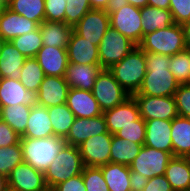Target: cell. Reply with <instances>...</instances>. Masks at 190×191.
Segmentation results:
<instances>
[{
    "mask_svg": "<svg viewBox=\"0 0 190 191\" xmlns=\"http://www.w3.org/2000/svg\"><path fill=\"white\" fill-rule=\"evenodd\" d=\"M170 59V56L146 53V75L133 95L174 96L179 84L169 70Z\"/></svg>",
    "mask_w": 190,
    "mask_h": 191,
    "instance_id": "cell-1",
    "label": "cell"
},
{
    "mask_svg": "<svg viewBox=\"0 0 190 191\" xmlns=\"http://www.w3.org/2000/svg\"><path fill=\"white\" fill-rule=\"evenodd\" d=\"M66 144L65 139L55 135L47 138L20 139L23 161L43 173Z\"/></svg>",
    "mask_w": 190,
    "mask_h": 191,
    "instance_id": "cell-2",
    "label": "cell"
},
{
    "mask_svg": "<svg viewBox=\"0 0 190 191\" xmlns=\"http://www.w3.org/2000/svg\"><path fill=\"white\" fill-rule=\"evenodd\" d=\"M146 53L136 46L123 60L108 70L115 80L132 96L137 93L146 75Z\"/></svg>",
    "mask_w": 190,
    "mask_h": 191,
    "instance_id": "cell-3",
    "label": "cell"
},
{
    "mask_svg": "<svg viewBox=\"0 0 190 191\" xmlns=\"http://www.w3.org/2000/svg\"><path fill=\"white\" fill-rule=\"evenodd\" d=\"M83 168L79 148L66 144L44 172L49 190L59 183L81 174Z\"/></svg>",
    "mask_w": 190,
    "mask_h": 191,
    "instance_id": "cell-4",
    "label": "cell"
},
{
    "mask_svg": "<svg viewBox=\"0 0 190 191\" xmlns=\"http://www.w3.org/2000/svg\"><path fill=\"white\" fill-rule=\"evenodd\" d=\"M145 53L172 56L186 49L181 24H172L143 36L138 45Z\"/></svg>",
    "mask_w": 190,
    "mask_h": 191,
    "instance_id": "cell-5",
    "label": "cell"
},
{
    "mask_svg": "<svg viewBox=\"0 0 190 191\" xmlns=\"http://www.w3.org/2000/svg\"><path fill=\"white\" fill-rule=\"evenodd\" d=\"M136 45L118 30L109 27L98 46L99 62L103 69H109L129 54Z\"/></svg>",
    "mask_w": 190,
    "mask_h": 191,
    "instance_id": "cell-6",
    "label": "cell"
},
{
    "mask_svg": "<svg viewBox=\"0 0 190 191\" xmlns=\"http://www.w3.org/2000/svg\"><path fill=\"white\" fill-rule=\"evenodd\" d=\"M91 92L102 112L118 106L130 97L108 69H103L98 75Z\"/></svg>",
    "mask_w": 190,
    "mask_h": 191,
    "instance_id": "cell-7",
    "label": "cell"
},
{
    "mask_svg": "<svg viewBox=\"0 0 190 191\" xmlns=\"http://www.w3.org/2000/svg\"><path fill=\"white\" fill-rule=\"evenodd\" d=\"M172 158L173 155L170 152L143 145L129 167L131 171L151 179L154 176L165 175L166 167Z\"/></svg>",
    "mask_w": 190,
    "mask_h": 191,
    "instance_id": "cell-8",
    "label": "cell"
},
{
    "mask_svg": "<svg viewBox=\"0 0 190 191\" xmlns=\"http://www.w3.org/2000/svg\"><path fill=\"white\" fill-rule=\"evenodd\" d=\"M139 7L130 4L109 14L110 27L138 46L142 40V18Z\"/></svg>",
    "mask_w": 190,
    "mask_h": 191,
    "instance_id": "cell-9",
    "label": "cell"
},
{
    "mask_svg": "<svg viewBox=\"0 0 190 191\" xmlns=\"http://www.w3.org/2000/svg\"><path fill=\"white\" fill-rule=\"evenodd\" d=\"M138 104L140 117L146 120H173L178 116L174 96L132 95Z\"/></svg>",
    "mask_w": 190,
    "mask_h": 191,
    "instance_id": "cell-10",
    "label": "cell"
},
{
    "mask_svg": "<svg viewBox=\"0 0 190 191\" xmlns=\"http://www.w3.org/2000/svg\"><path fill=\"white\" fill-rule=\"evenodd\" d=\"M112 134L110 132L95 135L86 139L78 146L82 162L87 167H100L110 162V147Z\"/></svg>",
    "mask_w": 190,
    "mask_h": 191,
    "instance_id": "cell-11",
    "label": "cell"
},
{
    "mask_svg": "<svg viewBox=\"0 0 190 191\" xmlns=\"http://www.w3.org/2000/svg\"><path fill=\"white\" fill-rule=\"evenodd\" d=\"M8 189L13 191H48L44 173L22 161L7 176Z\"/></svg>",
    "mask_w": 190,
    "mask_h": 191,
    "instance_id": "cell-12",
    "label": "cell"
},
{
    "mask_svg": "<svg viewBox=\"0 0 190 191\" xmlns=\"http://www.w3.org/2000/svg\"><path fill=\"white\" fill-rule=\"evenodd\" d=\"M109 27L110 19L106 11L91 9L73 27V30L93 45L99 46Z\"/></svg>",
    "mask_w": 190,
    "mask_h": 191,
    "instance_id": "cell-13",
    "label": "cell"
},
{
    "mask_svg": "<svg viewBox=\"0 0 190 191\" xmlns=\"http://www.w3.org/2000/svg\"><path fill=\"white\" fill-rule=\"evenodd\" d=\"M108 132L103 114L93 118L75 117L68 135L64 139L68 145L78 147L89 137Z\"/></svg>",
    "mask_w": 190,
    "mask_h": 191,
    "instance_id": "cell-14",
    "label": "cell"
},
{
    "mask_svg": "<svg viewBox=\"0 0 190 191\" xmlns=\"http://www.w3.org/2000/svg\"><path fill=\"white\" fill-rule=\"evenodd\" d=\"M68 91L65 77L45 76L37 92V104L46 108L65 104Z\"/></svg>",
    "mask_w": 190,
    "mask_h": 191,
    "instance_id": "cell-15",
    "label": "cell"
},
{
    "mask_svg": "<svg viewBox=\"0 0 190 191\" xmlns=\"http://www.w3.org/2000/svg\"><path fill=\"white\" fill-rule=\"evenodd\" d=\"M108 131L114 135L121 128L134 124V120L140 117L138 104L133 96L127 98L118 106L103 112Z\"/></svg>",
    "mask_w": 190,
    "mask_h": 191,
    "instance_id": "cell-16",
    "label": "cell"
},
{
    "mask_svg": "<svg viewBox=\"0 0 190 191\" xmlns=\"http://www.w3.org/2000/svg\"><path fill=\"white\" fill-rule=\"evenodd\" d=\"M14 104L32 107L37 104V93L28 91L19 80L0 78V109Z\"/></svg>",
    "mask_w": 190,
    "mask_h": 191,
    "instance_id": "cell-17",
    "label": "cell"
},
{
    "mask_svg": "<svg viewBox=\"0 0 190 191\" xmlns=\"http://www.w3.org/2000/svg\"><path fill=\"white\" fill-rule=\"evenodd\" d=\"M38 28L37 22L13 12L8 7L0 12V37L5 41H11Z\"/></svg>",
    "mask_w": 190,
    "mask_h": 191,
    "instance_id": "cell-18",
    "label": "cell"
},
{
    "mask_svg": "<svg viewBox=\"0 0 190 191\" xmlns=\"http://www.w3.org/2000/svg\"><path fill=\"white\" fill-rule=\"evenodd\" d=\"M35 59L45 76H65L69 64L67 48L42 46Z\"/></svg>",
    "mask_w": 190,
    "mask_h": 191,
    "instance_id": "cell-19",
    "label": "cell"
},
{
    "mask_svg": "<svg viewBox=\"0 0 190 191\" xmlns=\"http://www.w3.org/2000/svg\"><path fill=\"white\" fill-rule=\"evenodd\" d=\"M172 120L152 119L145 121V141L144 145L170 152L173 155V145L171 139Z\"/></svg>",
    "mask_w": 190,
    "mask_h": 191,
    "instance_id": "cell-20",
    "label": "cell"
},
{
    "mask_svg": "<svg viewBox=\"0 0 190 191\" xmlns=\"http://www.w3.org/2000/svg\"><path fill=\"white\" fill-rule=\"evenodd\" d=\"M66 104L75 117L93 118L103 114L91 91L69 88Z\"/></svg>",
    "mask_w": 190,
    "mask_h": 191,
    "instance_id": "cell-21",
    "label": "cell"
},
{
    "mask_svg": "<svg viewBox=\"0 0 190 191\" xmlns=\"http://www.w3.org/2000/svg\"><path fill=\"white\" fill-rule=\"evenodd\" d=\"M69 63L100 65L98 46L79 36L74 30L67 46Z\"/></svg>",
    "mask_w": 190,
    "mask_h": 191,
    "instance_id": "cell-22",
    "label": "cell"
},
{
    "mask_svg": "<svg viewBox=\"0 0 190 191\" xmlns=\"http://www.w3.org/2000/svg\"><path fill=\"white\" fill-rule=\"evenodd\" d=\"M102 70L100 65L69 63L64 77L69 88L92 91L95 80Z\"/></svg>",
    "mask_w": 190,
    "mask_h": 191,
    "instance_id": "cell-23",
    "label": "cell"
},
{
    "mask_svg": "<svg viewBox=\"0 0 190 191\" xmlns=\"http://www.w3.org/2000/svg\"><path fill=\"white\" fill-rule=\"evenodd\" d=\"M54 135L48 108L41 105L31 107L25 133L21 137L47 138Z\"/></svg>",
    "mask_w": 190,
    "mask_h": 191,
    "instance_id": "cell-24",
    "label": "cell"
},
{
    "mask_svg": "<svg viewBox=\"0 0 190 191\" xmlns=\"http://www.w3.org/2000/svg\"><path fill=\"white\" fill-rule=\"evenodd\" d=\"M43 46L67 48L73 26L65 22L45 21L39 25Z\"/></svg>",
    "mask_w": 190,
    "mask_h": 191,
    "instance_id": "cell-25",
    "label": "cell"
},
{
    "mask_svg": "<svg viewBox=\"0 0 190 191\" xmlns=\"http://www.w3.org/2000/svg\"><path fill=\"white\" fill-rule=\"evenodd\" d=\"M165 176L173 191L189 190L190 158L173 156L166 167Z\"/></svg>",
    "mask_w": 190,
    "mask_h": 191,
    "instance_id": "cell-26",
    "label": "cell"
},
{
    "mask_svg": "<svg viewBox=\"0 0 190 191\" xmlns=\"http://www.w3.org/2000/svg\"><path fill=\"white\" fill-rule=\"evenodd\" d=\"M26 59L10 41H5L0 54V78L19 80Z\"/></svg>",
    "mask_w": 190,
    "mask_h": 191,
    "instance_id": "cell-27",
    "label": "cell"
},
{
    "mask_svg": "<svg viewBox=\"0 0 190 191\" xmlns=\"http://www.w3.org/2000/svg\"><path fill=\"white\" fill-rule=\"evenodd\" d=\"M171 139L173 156L190 158V118L178 115L172 120Z\"/></svg>",
    "mask_w": 190,
    "mask_h": 191,
    "instance_id": "cell-28",
    "label": "cell"
},
{
    "mask_svg": "<svg viewBox=\"0 0 190 191\" xmlns=\"http://www.w3.org/2000/svg\"><path fill=\"white\" fill-rule=\"evenodd\" d=\"M140 14L142 18V38L148 33L165 29L175 23L170 10L147 5L140 9Z\"/></svg>",
    "mask_w": 190,
    "mask_h": 191,
    "instance_id": "cell-29",
    "label": "cell"
},
{
    "mask_svg": "<svg viewBox=\"0 0 190 191\" xmlns=\"http://www.w3.org/2000/svg\"><path fill=\"white\" fill-rule=\"evenodd\" d=\"M99 168L102 171L109 191H131L129 166L109 162Z\"/></svg>",
    "mask_w": 190,
    "mask_h": 191,
    "instance_id": "cell-30",
    "label": "cell"
},
{
    "mask_svg": "<svg viewBox=\"0 0 190 191\" xmlns=\"http://www.w3.org/2000/svg\"><path fill=\"white\" fill-rule=\"evenodd\" d=\"M142 146V144L117 137L114 134L110 147V162L130 166Z\"/></svg>",
    "mask_w": 190,
    "mask_h": 191,
    "instance_id": "cell-31",
    "label": "cell"
},
{
    "mask_svg": "<svg viewBox=\"0 0 190 191\" xmlns=\"http://www.w3.org/2000/svg\"><path fill=\"white\" fill-rule=\"evenodd\" d=\"M30 111L31 107L24 104L3 106L0 118L21 137L25 133Z\"/></svg>",
    "mask_w": 190,
    "mask_h": 191,
    "instance_id": "cell-32",
    "label": "cell"
},
{
    "mask_svg": "<svg viewBox=\"0 0 190 191\" xmlns=\"http://www.w3.org/2000/svg\"><path fill=\"white\" fill-rule=\"evenodd\" d=\"M48 114L54 135L64 139L68 135L69 129L75 120V115L66 103L48 107Z\"/></svg>",
    "mask_w": 190,
    "mask_h": 191,
    "instance_id": "cell-33",
    "label": "cell"
},
{
    "mask_svg": "<svg viewBox=\"0 0 190 191\" xmlns=\"http://www.w3.org/2000/svg\"><path fill=\"white\" fill-rule=\"evenodd\" d=\"M8 8L39 25L45 22V0H13Z\"/></svg>",
    "mask_w": 190,
    "mask_h": 191,
    "instance_id": "cell-34",
    "label": "cell"
},
{
    "mask_svg": "<svg viewBox=\"0 0 190 191\" xmlns=\"http://www.w3.org/2000/svg\"><path fill=\"white\" fill-rule=\"evenodd\" d=\"M45 75L35 58H27L21 68L19 81L28 90L38 92Z\"/></svg>",
    "mask_w": 190,
    "mask_h": 191,
    "instance_id": "cell-35",
    "label": "cell"
},
{
    "mask_svg": "<svg viewBox=\"0 0 190 191\" xmlns=\"http://www.w3.org/2000/svg\"><path fill=\"white\" fill-rule=\"evenodd\" d=\"M14 47L26 58H35L37 52L42 48L43 41L39 28L10 41Z\"/></svg>",
    "mask_w": 190,
    "mask_h": 191,
    "instance_id": "cell-36",
    "label": "cell"
},
{
    "mask_svg": "<svg viewBox=\"0 0 190 191\" xmlns=\"http://www.w3.org/2000/svg\"><path fill=\"white\" fill-rule=\"evenodd\" d=\"M169 70L179 85L190 83V49L172 55Z\"/></svg>",
    "mask_w": 190,
    "mask_h": 191,
    "instance_id": "cell-37",
    "label": "cell"
},
{
    "mask_svg": "<svg viewBox=\"0 0 190 191\" xmlns=\"http://www.w3.org/2000/svg\"><path fill=\"white\" fill-rule=\"evenodd\" d=\"M23 161L20 142L7 147H0V173L8 176Z\"/></svg>",
    "mask_w": 190,
    "mask_h": 191,
    "instance_id": "cell-38",
    "label": "cell"
},
{
    "mask_svg": "<svg viewBox=\"0 0 190 191\" xmlns=\"http://www.w3.org/2000/svg\"><path fill=\"white\" fill-rule=\"evenodd\" d=\"M91 9L89 0H67L65 23L74 27Z\"/></svg>",
    "mask_w": 190,
    "mask_h": 191,
    "instance_id": "cell-39",
    "label": "cell"
},
{
    "mask_svg": "<svg viewBox=\"0 0 190 191\" xmlns=\"http://www.w3.org/2000/svg\"><path fill=\"white\" fill-rule=\"evenodd\" d=\"M82 175L86 191H109L99 167L84 166Z\"/></svg>",
    "mask_w": 190,
    "mask_h": 191,
    "instance_id": "cell-40",
    "label": "cell"
},
{
    "mask_svg": "<svg viewBox=\"0 0 190 191\" xmlns=\"http://www.w3.org/2000/svg\"><path fill=\"white\" fill-rule=\"evenodd\" d=\"M145 120L139 117L134 124H129L115 133L117 137L144 145L145 141Z\"/></svg>",
    "mask_w": 190,
    "mask_h": 191,
    "instance_id": "cell-41",
    "label": "cell"
},
{
    "mask_svg": "<svg viewBox=\"0 0 190 191\" xmlns=\"http://www.w3.org/2000/svg\"><path fill=\"white\" fill-rule=\"evenodd\" d=\"M67 0H45V21L65 22Z\"/></svg>",
    "mask_w": 190,
    "mask_h": 191,
    "instance_id": "cell-42",
    "label": "cell"
},
{
    "mask_svg": "<svg viewBox=\"0 0 190 191\" xmlns=\"http://www.w3.org/2000/svg\"><path fill=\"white\" fill-rule=\"evenodd\" d=\"M174 97L178 115L190 118V83L179 85Z\"/></svg>",
    "mask_w": 190,
    "mask_h": 191,
    "instance_id": "cell-43",
    "label": "cell"
},
{
    "mask_svg": "<svg viewBox=\"0 0 190 191\" xmlns=\"http://www.w3.org/2000/svg\"><path fill=\"white\" fill-rule=\"evenodd\" d=\"M169 10L176 24L190 20V0H170Z\"/></svg>",
    "mask_w": 190,
    "mask_h": 191,
    "instance_id": "cell-44",
    "label": "cell"
},
{
    "mask_svg": "<svg viewBox=\"0 0 190 191\" xmlns=\"http://www.w3.org/2000/svg\"><path fill=\"white\" fill-rule=\"evenodd\" d=\"M20 139L15 130L0 118V147L18 144Z\"/></svg>",
    "mask_w": 190,
    "mask_h": 191,
    "instance_id": "cell-45",
    "label": "cell"
},
{
    "mask_svg": "<svg viewBox=\"0 0 190 191\" xmlns=\"http://www.w3.org/2000/svg\"><path fill=\"white\" fill-rule=\"evenodd\" d=\"M52 191H86L82 173L59 183Z\"/></svg>",
    "mask_w": 190,
    "mask_h": 191,
    "instance_id": "cell-46",
    "label": "cell"
},
{
    "mask_svg": "<svg viewBox=\"0 0 190 191\" xmlns=\"http://www.w3.org/2000/svg\"><path fill=\"white\" fill-rule=\"evenodd\" d=\"M142 191H173L165 175L149 179Z\"/></svg>",
    "mask_w": 190,
    "mask_h": 191,
    "instance_id": "cell-47",
    "label": "cell"
},
{
    "mask_svg": "<svg viewBox=\"0 0 190 191\" xmlns=\"http://www.w3.org/2000/svg\"><path fill=\"white\" fill-rule=\"evenodd\" d=\"M149 179L146 176L130 170V190L142 191Z\"/></svg>",
    "mask_w": 190,
    "mask_h": 191,
    "instance_id": "cell-48",
    "label": "cell"
},
{
    "mask_svg": "<svg viewBox=\"0 0 190 191\" xmlns=\"http://www.w3.org/2000/svg\"><path fill=\"white\" fill-rule=\"evenodd\" d=\"M128 1L127 0H109V3L106 7V13L112 14L116 11H118L119 9H121L123 6L128 5Z\"/></svg>",
    "mask_w": 190,
    "mask_h": 191,
    "instance_id": "cell-49",
    "label": "cell"
},
{
    "mask_svg": "<svg viewBox=\"0 0 190 191\" xmlns=\"http://www.w3.org/2000/svg\"><path fill=\"white\" fill-rule=\"evenodd\" d=\"M148 6L169 10L170 0H148Z\"/></svg>",
    "mask_w": 190,
    "mask_h": 191,
    "instance_id": "cell-50",
    "label": "cell"
},
{
    "mask_svg": "<svg viewBox=\"0 0 190 191\" xmlns=\"http://www.w3.org/2000/svg\"><path fill=\"white\" fill-rule=\"evenodd\" d=\"M186 49H190V20L181 24Z\"/></svg>",
    "mask_w": 190,
    "mask_h": 191,
    "instance_id": "cell-51",
    "label": "cell"
},
{
    "mask_svg": "<svg viewBox=\"0 0 190 191\" xmlns=\"http://www.w3.org/2000/svg\"><path fill=\"white\" fill-rule=\"evenodd\" d=\"M92 9L106 10L109 0H89Z\"/></svg>",
    "mask_w": 190,
    "mask_h": 191,
    "instance_id": "cell-52",
    "label": "cell"
},
{
    "mask_svg": "<svg viewBox=\"0 0 190 191\" xmlns=\"http://www.w3.org/2000/svg\"><path fill=\"white\" fill-rule=\"evenodd\" d=\"M127 1L130 5L136 6L139 8H142L148 5V0H127Z\"/></svg>",
    "mask_w": 190,
    "mask_h": 191,
    "instance_id": "cell-53",
    "label": "cell"
},
{
    "mask_svg": "<svg viewBox=\"0 0 190 191\" xmlns=\"http://www.w3.org/2000/svg\"><path fill=\"white\" fill-rule=\"evenodd\" d=\"M8 190V180L7 176L0 173V191Z\"/></svg>",
    "mask_w": 190,
    "mask_h": 191,
    "instance_id": "cell-54",
    "label": "cell"
},
{
    "mask_svg": "<svg viewBox=\"0 0 190 191\" xmlns=\"http://www.w3.org/2000/svg\"><path fill=\"white\" fill-rule=\"evenodd\" d=\"M8 6L6 5L4 0H0V12L6 9Z\"/></svg>",
    "mask_w": 190,
    "mask_h": 191,
    "instance_id": "cell-55",
    "label": "cell"
},
{
    "mask_svg": "<svg viewBox=\"0 0 190 191\" xmlns=\"http://www.w3.org/2000/svg\"><path fill=\"white\" fill-rule=\"evenodd\" d=\"M4 43H5V40L0 37V54L2 52V47H3Z\"/></svg>",
    "mask_w": 190,
    "mask_h": 191,
    "instance_id": "cell-56",
    "label": "cell"
},
{
    "mask_svg": "<svg viewBox=\"0 0 190 191\" xmlns=\"http://www.w3.org/2000/svg\"><path fill=\"white\" fill-rule=\"evenodd\" d=\"M6 5L8 6L10 3H12L13 0H4Z\"/></svg>",
    "mask_w": 190,
    "mask_h": 191,
    "instance_id": "cell-57",
    "label": "cell"
}]
</instances>
